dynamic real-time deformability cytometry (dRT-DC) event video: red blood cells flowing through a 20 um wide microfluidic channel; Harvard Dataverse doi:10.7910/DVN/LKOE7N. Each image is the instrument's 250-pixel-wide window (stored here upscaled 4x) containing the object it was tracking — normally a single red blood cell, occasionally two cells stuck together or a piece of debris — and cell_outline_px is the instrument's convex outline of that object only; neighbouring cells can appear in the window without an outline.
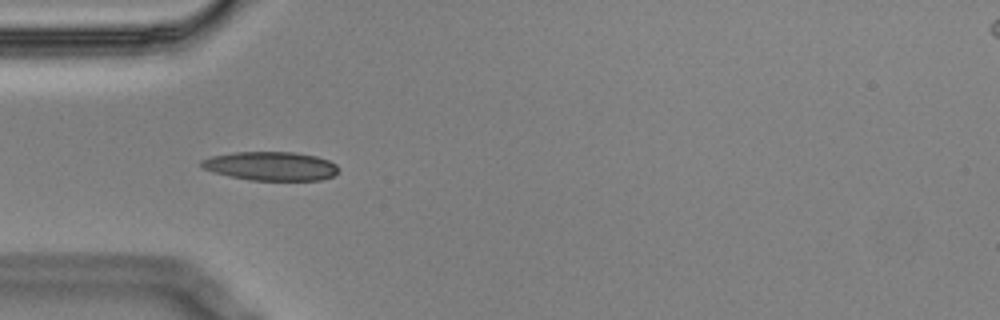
{"species": "Egyptian fruit bat (a non-hibernating species)", "species_latin": "Rousettus aegyptiacus", "temperature_condition": "cold", "stored_images_in_passage": 6, "camera_frame_rate_fps": 3000, "um_per_image_px": 0.085, "animal": {"sex": "male"}, "frame": {"image": 1, "passage_image": 5, "time_ms": 1.333, "image_size_px": [1000, 320], "cell_outline_px": [[340, 172], [332, 176], [320, 180], [248, 180], [216, 172], [204, 168], [200, 164], [200, 160], [212, 156], [236, 152], [292, 152], [316, 156], [328, 160], [336, 164], [340, 168]], "centroid_in_image_um": [23.08, 14.11], "position_along_channel_um": 61.9, "area_um2": 22.89}}
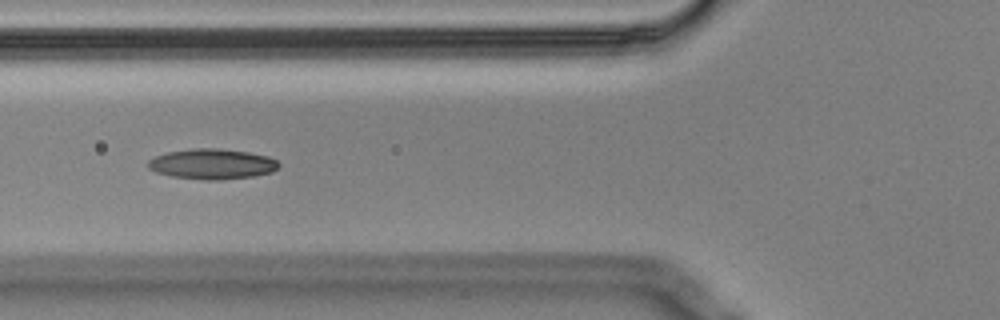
{"frame": {"image": 2, "passage_image": 6, "time_ms": 1.667, "image_size_px": [1000, 320], "cell_outline_px": [[280, 164], [272, 172], [252, 176], [216, 180], [204, 180], [172, 176], [156, 172], [148, 168], [148, 160], [156, 156], [168, 152], [192, 148], [216, 148], [248, 152], [268, 156], [276, 160]], "centroid_in_image_um": [18.02, 13.93], "position_along_channel_um": 107.8, "area_um2": 22.95}}